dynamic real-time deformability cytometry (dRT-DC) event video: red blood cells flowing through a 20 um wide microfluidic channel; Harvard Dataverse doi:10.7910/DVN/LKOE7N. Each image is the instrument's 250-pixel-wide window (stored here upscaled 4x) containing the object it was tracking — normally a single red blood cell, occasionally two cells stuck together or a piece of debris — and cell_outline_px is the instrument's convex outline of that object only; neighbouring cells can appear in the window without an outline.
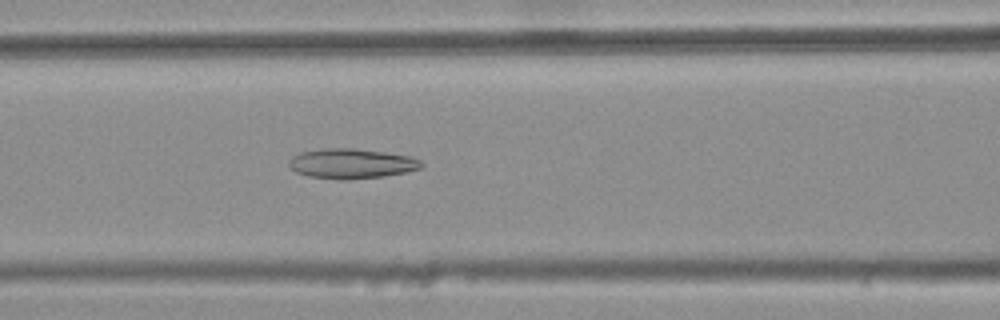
{"species": "common noctule bat (a hibernating species)", "species_latin": "Nyctalus noctula", "temperature_condition": "warm", "stored_images_in_passage": 47, "camera_frame_rate_fps": 3000, "um_per_image_px": 0.085, "animal": {"sex": "female", "body_mass_g": 25.1}, "frame": {"image": 1, "passage_image": 23, "time_ms": 7.333, "image_size_px": [1000, 320], "cell_outline_px": [[424, 164], [420, 168], [408, 172], [384, 176], [348, 180], [340, 180], [308, 176], [296, 172], [288, 164], [288, 160], [292, 156], [300, 152], [328, 148], [352, 148], [384, 152], [408, 156], [420, 160]], "centroid_in_image_um": [29.86, 13.91], "position_along_channel_um": 136.7, "area_um2": 23.12}}
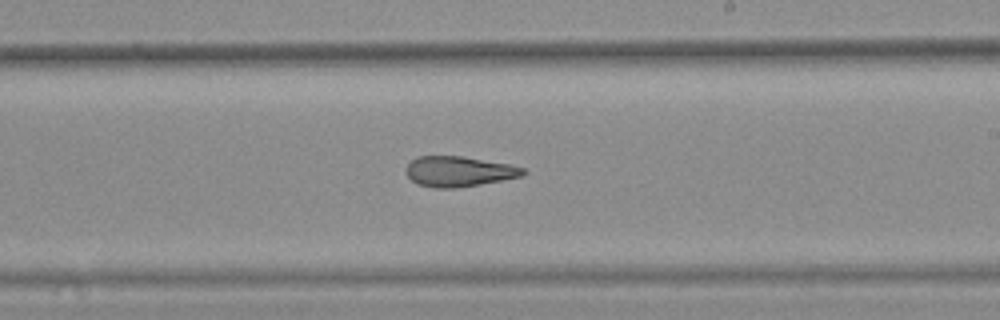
{"frame": {"image": 2, "passage_image": 32, "time_ms": 10.333, "image_size_px": [1000, 320], "cell_outline_px": [[528, 172], [524, 176], [480, 184], [456, 188], [436, 188], [416, 184], [404, 172], [404, 168], [416, 156], [460, 156], [508, 164], [524, 168]], "centroid_in_image_um": [38.98, 14.58], "position_along_channel_um": 250.0, "area_um2": 20.75}}
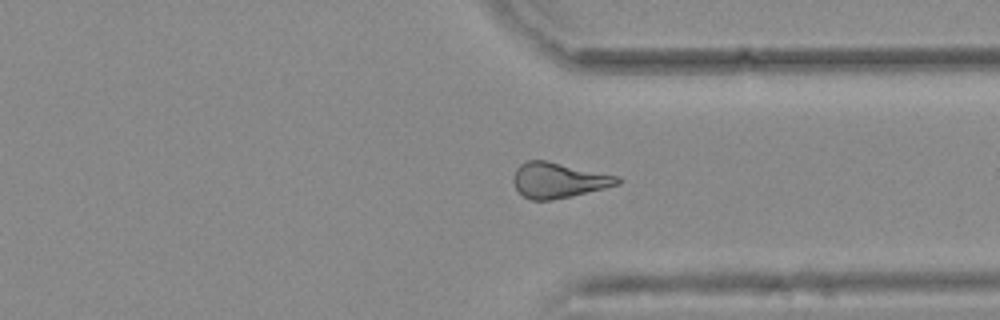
{"frame": {"image": 3, "passage_image": 41, "time_ms": 13.333, "image_size_px": [1000, 320], "cell_outline_px": [[620, 184], [572, 196], [552, 200], [532, 200], [524, 196], [516, 188], [512, 180], [516, 168], [520, 164], [528, 160], [548, 160], [620, 176]], "centroid_in_image_um": [47.48, 15.3], "position_along_channel_um": 363.9, "area_um2": 21.56}, "authors_computed_cell_mechanics": {"area_um2": 22.5998, "velocity_mm_per_s": 3.7838, "shape_relaxation_time_tau1_ms": null, "shape_relaxation_time_tau2_ms": 4.2049, "deformation_change_tau1": null, "deformation_change_tau2": 0.1499}}